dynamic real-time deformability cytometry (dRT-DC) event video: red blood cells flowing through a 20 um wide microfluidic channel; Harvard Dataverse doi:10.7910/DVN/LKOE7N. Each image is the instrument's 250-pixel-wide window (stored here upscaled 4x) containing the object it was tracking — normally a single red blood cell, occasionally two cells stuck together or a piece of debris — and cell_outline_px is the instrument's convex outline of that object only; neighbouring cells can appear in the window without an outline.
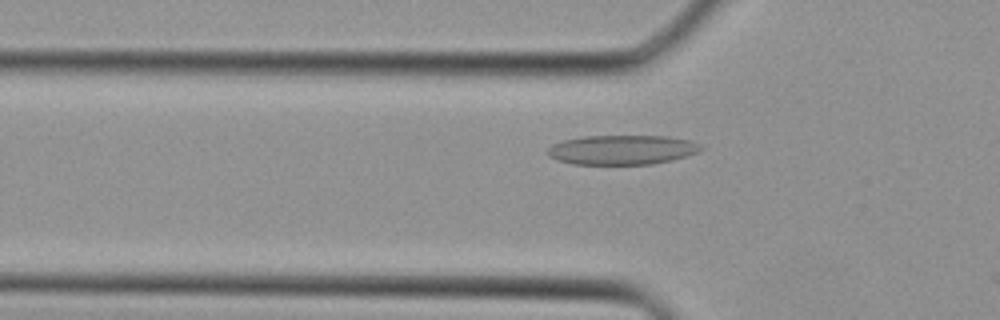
{"species": "Egyptian fruit bat (a non-hibernating species)", "species_latin": "Rousettus aegyptiacus", "temperature_condition": "cold", "stored_images_in_passage": 35, "camera_frame_rate_fps": 3000, "um_per_image_px": 0.085, "animal": {"sex": "female"}, "frame": {"image": 1, "passage_image": 13, "time_ms": 4.0, "image_size_px": [1000, 320], "cell_outline_px": [[704, 148], [700, 152], [672, 160], [652, 164], [572, 164], [556, 160], [548, 156], [548, 148], [552, 144], [564, 140], [584, 136], [668, 136], [692, 140], [700, 144]], "centroid_in_image_um": [52.91, 12.73], "position_along_channel_um": 72.9, "area_um2": 26.59}}
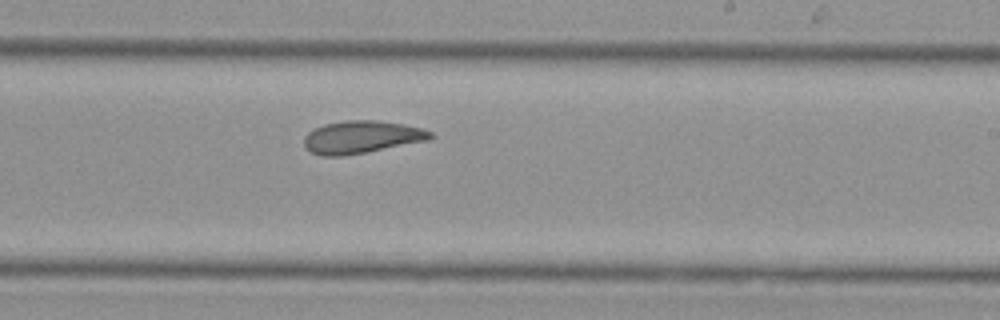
{"frame": {"image": 2, "passage_image": 24, "time_ms": 7.667, "image_size_px": [1000, 320], "cell_outline_px": [[436, 136], [428, 140], [344, 156], [320, 156], [304, 148], [304, 136], [308, 132], [324, 124], [344, 120], [376, 120], [404, 124], [424, 128], [432, 132]], "centroid_in_image_um": [30.74, 11.64], "position_along_channel_um": 258.3, "area_um2": 24.1}}
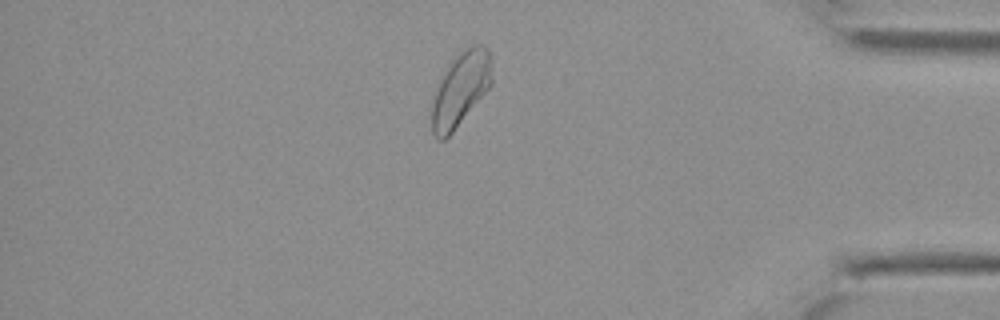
{"frame": {"image": 3, "passage_image": 34, "time_ms": 11.0, "image_size_px": [1000, 320], "cell_outline_px": [[492, 84], [452, 132], [444, 140], [436, 140], [432, 132], [432, 100], [444, 68], [460, 48], [472, 44], [484, 44], [488, 48], [492, 76]], "centroid_in_image_um": [39.13, 7.51], "position_along_channel_um": 396.1, "area_um2": 26.18}}